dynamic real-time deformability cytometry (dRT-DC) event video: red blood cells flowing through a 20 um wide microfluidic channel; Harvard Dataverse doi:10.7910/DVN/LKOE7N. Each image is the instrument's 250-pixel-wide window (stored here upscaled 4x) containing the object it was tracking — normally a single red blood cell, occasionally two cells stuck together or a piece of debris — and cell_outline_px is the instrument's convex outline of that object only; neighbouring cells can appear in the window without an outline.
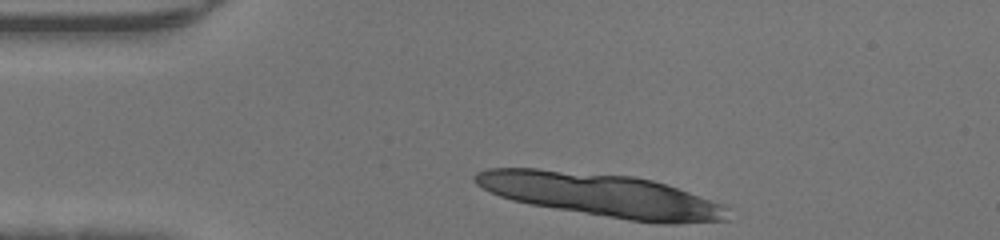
{"species": "human", "species_latin": "Homo sapiens", "temperature_condition": "warm", "stored_images_in_passage": 12, "camera_frame_rate_fps": 3000, "um_per_image_px": 0.085, "donor": {"sex": "male"}, "frame": {"image": 1, "passage_image": 1, "time_ms": 0.0, "image_size_px": [1000, 240], "cell_outline_px": [[728, 220], [676, 224], [664, 224], [628, 220], [532, 204], [512, 200], [500, 196], [476, 184], [472, 180], [472, 176], [476, 172], [488, 168], [536, 168], [632, 176], [652, 180], [688, 192], [720, 204], [728, 208]], "centroid_in_image_um": [51.1, 16.58], "position_along_channel_um": 33.9, "area_um2": 63.06}}
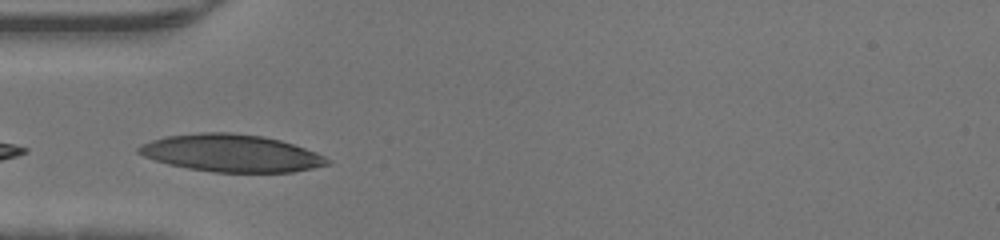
{"frame": {"image": 2, "passage_image": 7, "time_ms": 2.0, "image_size_px": [1000, 240], "cell_outline_px": [[332, 164], [292, 172], [212, 172], [188, 168], [168, 164], [144, 156], [136, 152], [136, 148], [140, 144], [152, 140], [168, 136], [200, 132], [232, 132], [260, 136], [280, 140], [316, 152], [332, 160]], "centroid_in_image_um": [19.66, 13.02], "position_along_channel_um": 65.3, "area_um2": 41.04}}
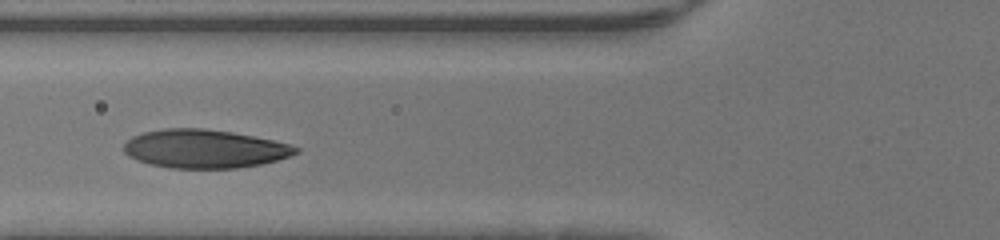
{"frame": {"image": 3, "passage_image": 10, "time_ms": 3.0, "image_size_px": [1000, 240], "cell_outline_px": [[300, 152], [276, 160], [260, 164], [236, 168], [172, 168], [148, 164], [128, 156], [124, 152], [124, 144], [132, 136], [144, 132], [164, 128], [200, 128], [232, 132], [272, 140], [288, 144], [300, 148]], "centroid_in_image_um": [17.35, 12.65], "position_along_channel_um": 108.4, "area_um2": 38.38}}